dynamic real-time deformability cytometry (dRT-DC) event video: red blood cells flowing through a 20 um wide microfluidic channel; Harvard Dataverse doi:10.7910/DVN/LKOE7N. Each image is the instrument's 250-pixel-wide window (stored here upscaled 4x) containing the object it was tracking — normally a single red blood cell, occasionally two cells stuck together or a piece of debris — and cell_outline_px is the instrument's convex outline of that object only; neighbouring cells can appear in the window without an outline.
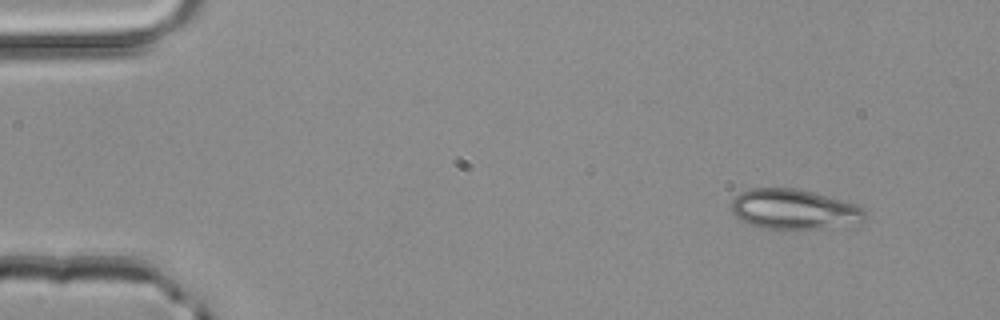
{"species": "common noctule bat (a hibernating species)", "species_latin": "Nyctalus noctula", "temperature_condition": "room temperature", "stored_images_in_passage": 4, "camera_frame_rate_fps": 3000, "um_per_image_px": 0.085, "animal": {"sex": "male", "body_mass_g": 20.4}, "frame": {"image": 1, "passage_image": 4, "time_ms": 1.0, "image_size_px": [1000, 320], "cell_outline_px": [[868, 212], [864, 220], [856, 224], [820, 228], [760, 228], [748, 224], [740, 220], [732, 212], [732, 200], [740, 192], [748, 188], [796, 188], [812, 192], [856, 204], [864, 208]], "centroid_in_image_um": [67.49, 17.78], "position_along_channel_um": 17.5, "area_um2": 31.21}}